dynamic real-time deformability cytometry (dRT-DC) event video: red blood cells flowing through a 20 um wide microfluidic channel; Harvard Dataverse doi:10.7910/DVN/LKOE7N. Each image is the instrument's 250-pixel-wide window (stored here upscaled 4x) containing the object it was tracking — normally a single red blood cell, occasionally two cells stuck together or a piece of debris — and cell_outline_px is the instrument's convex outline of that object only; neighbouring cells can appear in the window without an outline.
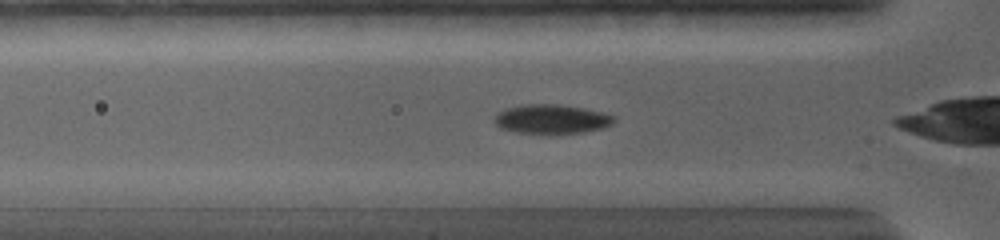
{"species": "common noctule bat (a hibernating species)", "species_latin": "Nyctalus noctula", "temperature_condition": "warm", "stored_images_in_passage": 49, "camera_frame_rate_fps": 5000, "um_per_image_px": 0.085, "animal": {"sex": "female", "body_mass_g": 19.0, "forearm_length_mm": 56.7}, "frame": {"image": 1, "passage_image": 5, "time_ms": 1.2, "image_size_px": [1000, 240], "cell_outline_px": [[616, 120], [612, 124], [604, 128], [584, 132], [516, 132], [500, 128], [492, 120], [496, 112], [504, 108], [520, 104], [560, 104], [584, 108], [616, 116]], "centroid_in_image_um": [46.85, 10.09], "position_along_channel_um": 79.0, "area_um2": 20.35}}
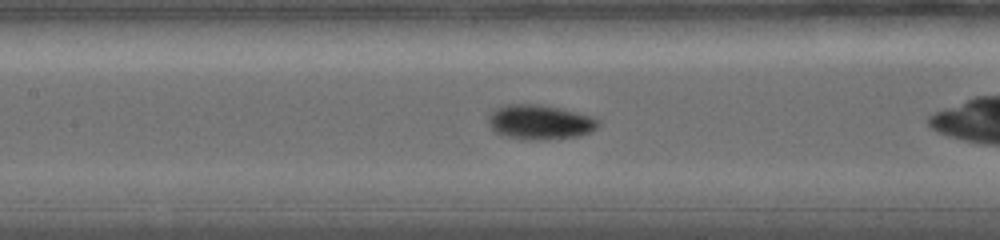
{"frame": {"image": 2, "passage_image": 13, "time_ms": 3.4, "image_size_px": [1000, 240], "cell_outline_px": [[600, 124], [592, 132], [580, 136], [544, 140], [528, 140], [500, 136], [488, 124], [488, 116], [496, 108], [504, 104], [544, 104], [592, 116], [600, 120]], "centroid_in_image_um": [45.9, 10.39], "position_along_channel_um": 161.5, "area_um2": 22.66}}
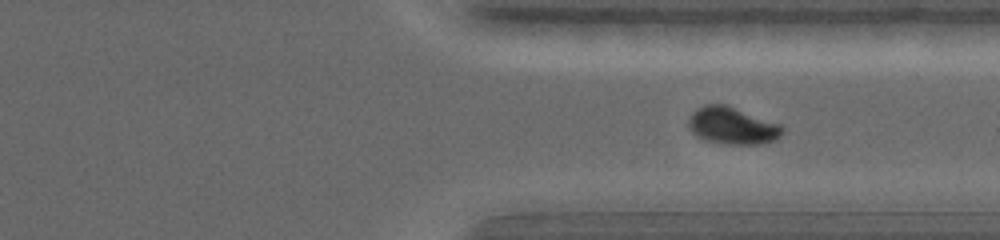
{"frame": {"image": 3, "passage_image": 31, "time_ms": 8.4, "image_size_px": [1000, 240], "cell_outline_px": [[784, 132], [776, 140], [764, 144], [728, 144], [708, 140], [696, 136], [688, 128], [688, 120], [692, 112], [696, 108], [704, 104], [724, 104], [780, 124], [784, 128]], "centroid_in_image_um": [62.24, 10.69], "position_along_channel_um": 349.2, "area_um2": 20.29}, "authors_computed_cell_mechanics": {"area_um2": 20.4612, "velocity_mm_per_s": 3.7492, "shape_relaxation_time_tau1_ms": 3.773, "shape_relaxation_time_tau2_ms": null, "deformation_change_tau1": 0.1589, "deformation_change_tau2": null}}